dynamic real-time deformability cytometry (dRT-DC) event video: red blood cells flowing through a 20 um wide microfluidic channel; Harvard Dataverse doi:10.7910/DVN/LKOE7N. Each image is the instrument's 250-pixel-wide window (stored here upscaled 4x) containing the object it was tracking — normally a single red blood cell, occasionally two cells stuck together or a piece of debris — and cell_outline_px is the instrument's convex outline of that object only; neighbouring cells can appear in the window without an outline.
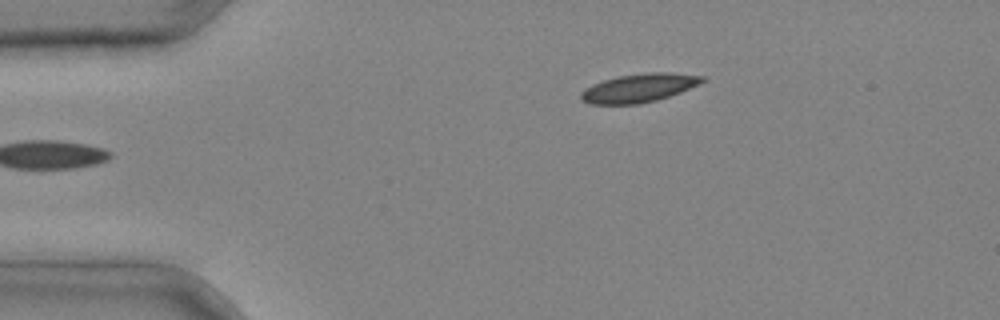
{"species": "common noctule bat (a hibernating species)", "species_latin": "Nyctalus noctula", "temperature_condition": "cold", "stored_images_in_passage": 2, "camera_frame_rate_fps": 3000, "um_per_image_px": 0.085, "animal": {"sex": "male", "body_mass_g": 20.4}, "frame": {"image": 1, "passage_image": 1, "time_ms": 0.0, "image_size_px": [1000, 320], "cell_outline_px": [[708, 80], [700, 84], [680, 92], [656, 100], [640, 104], [588, 104], [580, 100], [580, 92], [592, 84], [616, 76], [644, 72], [672, 72], [704, 76]], "centroid_in_image_um": [54.32, 7.46], "position_along_channel_um": 30.7, "area_um2": 20.46}}